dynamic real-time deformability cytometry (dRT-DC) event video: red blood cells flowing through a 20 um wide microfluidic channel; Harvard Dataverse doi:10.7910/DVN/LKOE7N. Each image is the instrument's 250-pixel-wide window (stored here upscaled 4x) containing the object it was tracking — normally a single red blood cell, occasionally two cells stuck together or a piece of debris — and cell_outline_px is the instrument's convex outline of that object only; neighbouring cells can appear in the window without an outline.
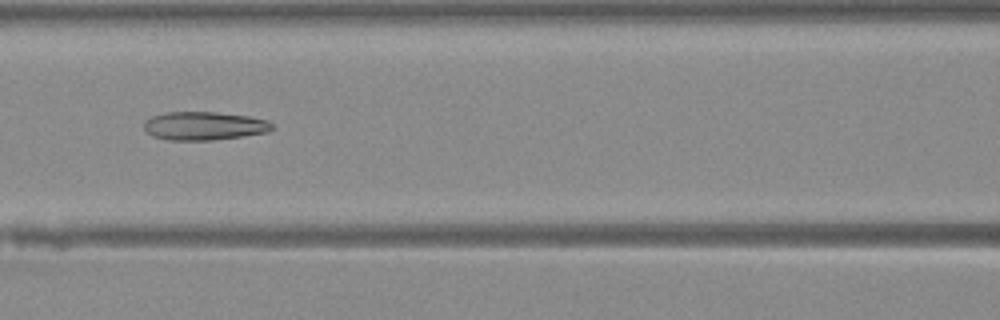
{"species": "Egyptian fruit bat (a non-hibernating species)", "species_latin": "Rousettus aegyptiacus", "temperature_condition": "warm", "stored_images_in_passage": 42, "camera_frame_rate_fps": 3000, "um_per_image_px": 0.085, "animal": {"sex": "female"}, "frame": {"image": 1, "passage_image": 16, "time_ms": 5.0, "image_size_px": [1000, 320], "cell_outline_px": [[276, 128], [268, 132], [244, 136], [212, 140], [168, 140], [152, 136], [144, 128], [144, 120], [152, 116], [164, 112], [216, 112], [248, 116], [268, 120], [276, 124]], "centroid_in_image_um": [17.4, 10.7], "position_along_channel_um": 149.2, "area_um2": 21.5}}
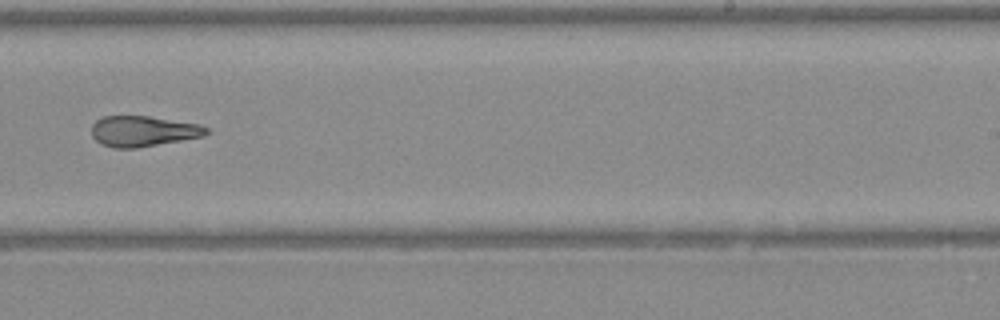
{"frame": {"image": 2, "passage_image": 25, "time_ms": 8.0, "image_size_px": [1000, 320], "cell_outline_px": [[208, 132], [204, 136], [136, 148], [112, 148], [96, 140], [92, 136], [92, 124], [96, 120], [104, 116], [148, 116], [200, 124], [208, 128]], "centroid_in_image_um": [12.16, 11.14], "position_along_channel_um": 276.8, "area_um2": 20.35}}
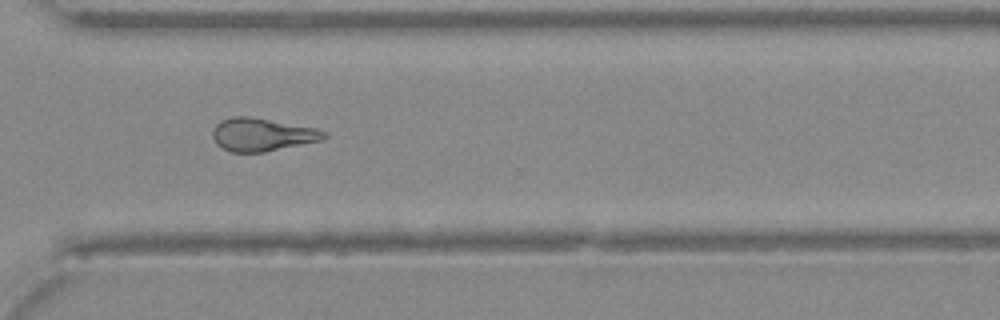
{"frame": {"image": 3, "passage_image": 30, "time_ms": 9.667, "image_size_px": [1000, 320], "cell_outline_px": [[328, 136], [324, 140], [264, 152], [232, 152], [216, 144], [212, 136], [212, 132], [216, 124], [220, 120], [232, 116], [248, 116], [316, 128], [324, 132]], "centroid_in_image_um": [22.27, 11.44], "position_along_channel_um": 348.3, "area_um2": 21.39}}